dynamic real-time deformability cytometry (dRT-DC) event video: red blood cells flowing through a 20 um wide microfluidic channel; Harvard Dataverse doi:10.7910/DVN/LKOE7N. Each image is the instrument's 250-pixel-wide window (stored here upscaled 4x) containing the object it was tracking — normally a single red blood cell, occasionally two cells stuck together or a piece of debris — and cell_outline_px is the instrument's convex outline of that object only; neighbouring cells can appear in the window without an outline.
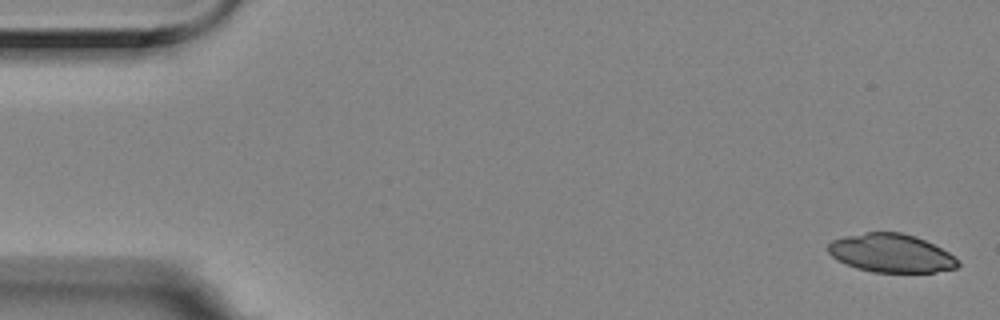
{"species": "Egyptian fruit bat (a non-hibernating species)", "species_latin": "Rousettus aegyptiacus", "temperature_condition": "room temperature", "stored_images_in_passage": 4, "camera_frame_rate_fps": 3000, "um_per_image_px": 0.085, "animal": {"sex": "female"}, "frame": {"image": 1, "passage_image": 1, "time_ms": 0.0, "image_size_px": [1000, 320], "cell_outline_px": [[960, 264], [956, 268], [936, 272], [872, 272], [856, 268], [836, 260], [828, 252], [828, 244], [832, 240], [844, 236], [864, 232], [900, 232], [916, 236], [948, 252], [960, 260]], "centroid_in_image_um": [75.73, 21.52], "position_along_channel_um": 9.3, "area_um2": 29.19}}